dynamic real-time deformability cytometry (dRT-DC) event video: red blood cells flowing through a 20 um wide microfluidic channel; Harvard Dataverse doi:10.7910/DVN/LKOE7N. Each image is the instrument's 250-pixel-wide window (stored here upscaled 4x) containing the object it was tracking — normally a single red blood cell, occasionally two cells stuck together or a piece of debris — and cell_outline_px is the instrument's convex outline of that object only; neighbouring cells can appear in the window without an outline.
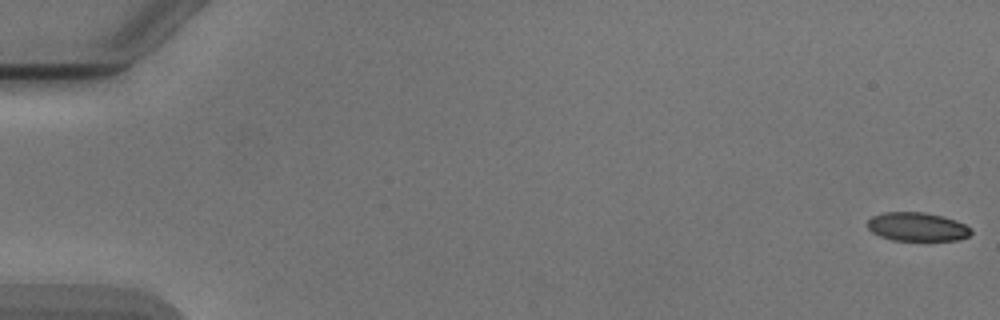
{"species": "Egyptian fruit bat (a non-hibernating species)", "species_latin": "Rousettus aegyptiacus", "temperature_condition": "cold", "stored_images_in_passage": 53, "camera_frame_rate_fps": 3000, "um_per_image_px": 0.085, "animal": {"sex": "male"}, "frame": {"image": 1, "passage_image": 1, "time_ms": 0.0, "image_size_px": [1000, 320], "cell_outline_px": [[972, 232], [968, 236], [956, 240], [892, 240], [880, 236], [872, 232], [868, 228], [868, 220], [872, 216], [884, 212], [924, 212], [944, 216], [956, 220], [972, 228]], "centroid_in_image_um": [77.97, 19.27], "position_along_channel_um": 7.0, "area_um2": 17.34}}
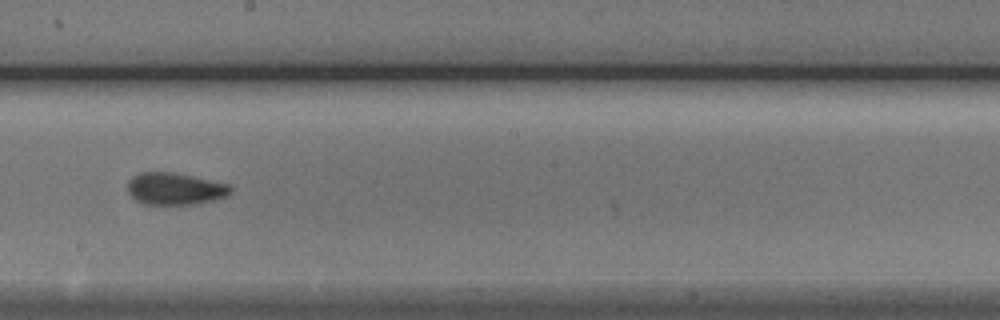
{"frame": {"image": 2, "passage_image": 31, "time_ms": 10.0, "image_size_px": [1000, 320], "cell_outline_px": [[232, 192], [228, 196], [196, 204], [144, 204], [136, 200], [128, 192], [128, 180], [132, 176], [140, 172], [172, 172], [192, 176], [228, 184], [232, 188]], "centroid_in_image_um": [14.86, 16.04], "position_along_channel_um": 233.3, "area_um2": 19.19}}
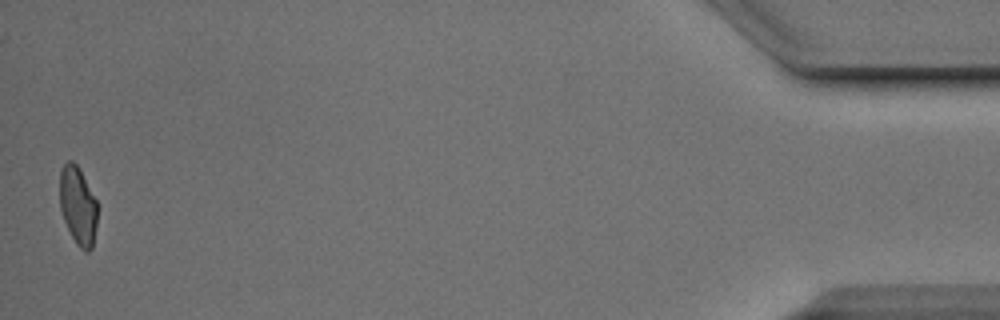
{"frame": {"image": 3, "passage_image": 53, "time_ms": 17.333, "image_size_px": [1000, 320], "cell_outline_px": [[96, 224], [92, 248], [88, 252], [84, 252], [76, 244], [64, 220], [60, 208], [60, 172], [64, 164], [68, 160], [72, 160], [80, 168], [96, 200]], "centroid_in_image_um": [6.62, 17.47], "position_along_channel_um": 428.6, "area_um2": 17.05}, "authors_computed_cell_mechanics": {"area_um2": 18.7272, "velocity_mm_per_s": 3.8988, "shape_relaxation_time_tau1_ms": null, "shape_relaxation_time_tau2_ms": 1.9172, "deformation_change_tau1": null, "deformation_change_tau2": 0.0858}}